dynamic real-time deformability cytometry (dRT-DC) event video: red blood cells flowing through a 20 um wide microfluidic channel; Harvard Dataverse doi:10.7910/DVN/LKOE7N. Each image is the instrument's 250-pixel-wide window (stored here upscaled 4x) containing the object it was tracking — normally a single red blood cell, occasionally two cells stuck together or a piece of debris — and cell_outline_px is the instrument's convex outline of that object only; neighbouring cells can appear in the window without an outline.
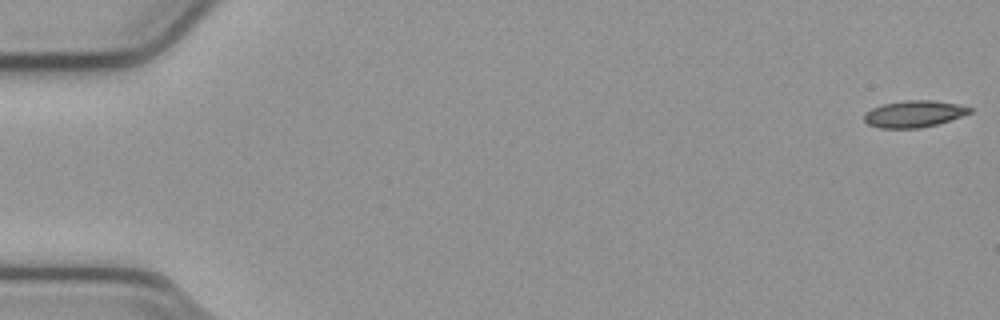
{"species": "common noctule bat (a hibernating species)", "species_latin": "Nyctalus noctula", "temperature_condition": "cold", "stored_images_in_passage": 15, "camera_frame_rate_fps": 3000, "um_per_image_px": 0.085, "animal": {"sex": "male", "body_mass_g": 23.1, "forearm_length_mm": 52.7}, "frame": {"image": 1, "passage_image": 1, "time_ms": 0.0, "image_size_px": [1000, 320], "cell_outline_px": [[972, 112], [936, 124], [920, 128], [880, 128], [868, 124], [864, 120], [864, 116], [872, 108], [884, 104], [904, 100], [932, 100], [956, 104], [972, 108]], "centroid_in_image_um": [77.67, 9.68], "position_along_channel_um": 7.3, "area_um2": 16.13}}